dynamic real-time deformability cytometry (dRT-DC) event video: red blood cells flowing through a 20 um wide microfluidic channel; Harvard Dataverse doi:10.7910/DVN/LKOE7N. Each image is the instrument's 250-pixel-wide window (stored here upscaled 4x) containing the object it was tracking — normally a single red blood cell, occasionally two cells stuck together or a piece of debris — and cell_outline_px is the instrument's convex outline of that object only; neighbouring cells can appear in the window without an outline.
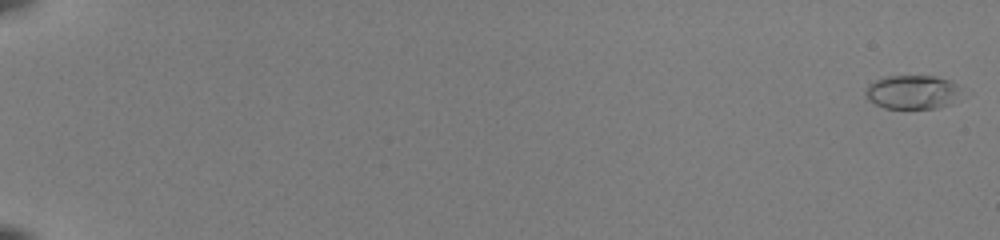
{"species": "common noctule bat (a hibernating species)", "species_latin": "Nyctalus noctula", "temperature_condition": "room temperature", "stored_images_in_passage": 55, "camera_frame_rate_fps": 3000, "um_per_image_px": 0.085, "animal": {"sex": "female", "body_mass_g": 22.0, "forearm_length_mm": 56.7}, "frame": {"image": 1, "passage_image": 2, "time_ms": 0.333, "image_size_px": [1000, 240], "cell_outline_px": [[960, 92], [952, 104], [936, 108], [884, 108], [868, 100], [864, 96], [864, 92], [868, 84], [884, 76], [936, 76], [952, 80], [956, 84]], "centroid_in_image_um": [77.52, 7.82], "position_along_channel_um": 7.5, "area_um2": 19.07}}
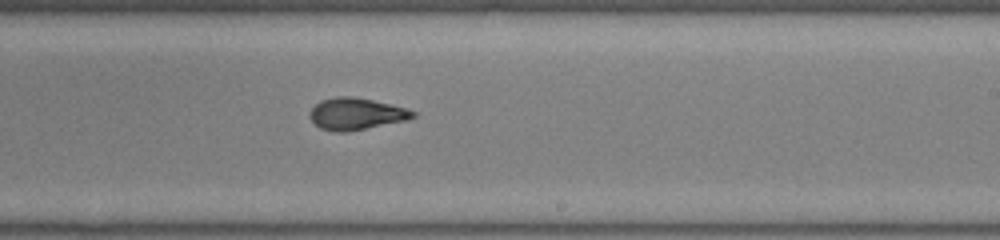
{"frame": {"image": 2, "passage_image": 37, "time_ms": 12.0, "image_size_px": [1000, 240], "cell_outline_px": [[416, 116], [408, 120], [348, 132], [336, 132], [320, 128], [308, 116], [308, 112], [320, 100], [336, 96], [352, 96], [392, 104], [408, 108], [416, 112]], "centroid_in_image_um": [30.29, 9.67], "position_along_channel_um": 258.7, "area_um2": 19.36}}
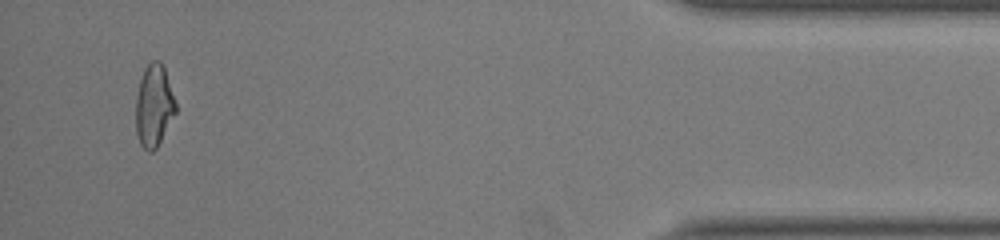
{"frame": {"image": 3, "passage_image": 53, "time_ms": 17.333, "image_size_px": [1000, 240], "cell_outline_px": [[176, 112], [156, 148], [152, 152], [148, 152], [140, 144], [136, 132], [136, 96], [140, 80], [144, 68], [152, 60], [160, 60], [164, 68], [176, 104]], "centroid_in_image_um": [13.07, 8.98], "position_along_channel_um": 422.1, "area_um2": 18.9}, "authors_computed_cell_mechanics": {"area_um2": 19.074, "velocity_mm_per_s": 4.0373, "shape_relaxation_time_tau1_ms": 7.4051, "shape_relaxation_time_tau2_ms": 0.9408, "deformation_change_tau1": 0.2757, "deformation_change_tau2": 0.078}}